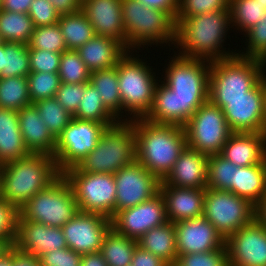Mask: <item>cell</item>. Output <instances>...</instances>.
Wrapping results in <instances>:
<instances>
[{
	"instance_id": "obj_1",
	"label": "cell",
	"mask_w": 266,
	"mask_h": 266,
	"mask_svg": "<svg viewBox=\"0 0 266 266\" xmlns=\"http://www.w3.org/2000/svg\"><path fill=\"white\" fill-rule=\"evenodd\" d=\"M173 54V55H172ZM165 58L152 106L145 120L184 126L194 112L209 100L211 62L171 53ZM163 77V78H162Z\"/></svg>"
},
{
	"instance_id": "obj_2",
	"label": "cell",
	"mask_w": 266,
	"mask_h": 266,
	"mask_svg": "<svg viewBox=\"0 0 266 266\" xmlns=\"http://www.w3.org/2000/svg\"><path fill=\"white\" fill-rule=\"evenodd\" d=\"M231 28L229 9L188 17L176 25L172 51L189 59L208 62L235 56L238 49L224 47L227 46V37L230 39L229 31H234Z\"/></svg>"
},
{
	"instance_id": "obj_3",
	"label": "cell",
	"mask_w": 266,
	"mask_h": 266,
	"mask_svg": "<svg viewBox=\"0 0 266 266\" xmlns=\"http://www.w3.org/2000/svg\"><path fill=\"white\" fill-rule=\"evenodd\" d=\"M136 133V160L163 181L187 146L184 127L130 120Z\"/></svg>"
},
{
	"instance_id": "obj_4",
	"label": "cell",
	"mask_w": 266,
	"mask_h": 266,
	"mask_svg": "<svg viewBox=\"0 0 266 266\" xmlns=\"http://www.w3.org/2000/svg\"><path fill=\"white\" fill-rule=\"evenodd\" d=\"M60 175L52 156L31 153L0 166V197L20 209Z\"/></svg>"
},
{
	"instance_id": "obj_5",
	"label": "cell",
	"mask_w": 266,
	"mask_h": 266,
	"mask_svg": "<svg viewBox=\"0 0 266 266\" xmlns=\"http://www.w3.org/2000/svg\"><path fill=\"white\" fill-rule=\"evenodd\" d=\"M144 53L140 55L139 51L129 50L116 65L122 99V120L125 121L144 118L148 114L156 85L161 78L160 74L156 75L157 70L147 63L150 60L147 61V54Z\"/></svg>"
},
{
	"instance_id": "obj_6",
	"label": "cell",
	"mask_w": 266,
	"mask_h": 266,
	"mask_svg": "<svg viewBox=\"0 0 266 266\" xmlns=\"http://www.w3.org/2000/svg\"><path fill=\"white\" fill-rule=\"evenodd\" d=\"M122 14L128 50L143 53L142 49L150 50L152 45L172 50L176 24L167 12L147 7L138 0H122Z\"/></svg>"
},
{
	"instance_id": "obj_7",
	"label": "cell",
	"mask_w": 266,
	"mask_h": 266,
	"mask_svg": "<svg viewBox=\"0 0 266 266\" xmlns=\"http://www.w3.org/2000/svg\"><path fill=\"white\" fill-rule=\"evenodd\" d=\"M136 160V133L131 121L108 126L96 147L75 166L81 172L115 174Z\"/></svg>"
},
{
	"instance_id": "obj_8",
	"label": "cell",
	"mask_w": 266,
	"mask_h": 266,
	"mask_svg": "<svg viewBox=\"0 0 266 266\" xmlns=\"http://www.w3.org/2000/svg\"><path fill=\"white\" fill-rule=\"evenodd\" d=\"M266 74V62L238 55L211 62L209 99L245 96Z\"/></svg>"
},
{
	"instance_id": "obj_9",
	"label": "cell",
	"mask_w": 266,
	"mask_h": 266,
	"mask_svg": "<svg viewBox=\"0 0 266 266\" xmlns=\"http://www.w3.org/2000/svg\"><path fill=\"white\" fill-rule=\"evenodd\" d=\"M78 212L71 186L62 174L19 209L25 220L51 227H62Z\"/></svg>"
},
{
	"instance_id": "obj_10",
	"label": "cell",
	"mask_w": 266,
	"mask_h": 266,
	"mask_svg": "<svg viewBox=\"0 0 266 266\" xmlns=\"http://www.w3.org/2000/svg\"><path fill=\"white\" fill-rule=\"evenodd\" d=\"M71 186L80 212L115 215L116 184L113 174L81 172L71 167L62 173Z\"/></svg>"
},
{
	"instance_id": "obj_11",
	"label": "cell",
	"mask_w": 266,
	"mask_h": 266,
	"mask_svg": "<svg viewBox=\"0 0 266 266\" xmlns=\"http://www.w3.org/2000/svg\"><path fill=\"white\" fill-rule=\"evenodd\" d=\"M183 127L187 146L208 156L219 154L233 133L223 110L210 100L204 102Z\"/></svg>"
},
{
	"instance_id": "obj_12",
	"label": "cell",
	"mask_w": 266,
	"mask_h": 266,
	"mask_svg": "<svg viewBox=\"0 0 266 266\" xmlns=\"http://www.w3.org/2000/svg\"><path fill=\"white\" fill-rule=\"evenodd\" d=\"M203 216L226 240L255 219L256 206L228 190L206 188Z\"/></svg>"
},
{
	"instance_id": "obj_13",
	"label": "cell",
	"mask_w": 266,
	"mask_h": 266,
	"mask_svg": "<svg viewBox=\"0 0 266 266\" xmlns=\"http://www.w3.org/2000/svg\"><path fill=\"white\" fill-rule=\"evenodd\" d=\"M115 123H99L73 117L57 138L54 161L62 174L78 165L95 147L103 131Z\"/></svg>"
},
{
	"instance_id": "obj_14",
	"label": "cell",
	"mask_w": 266,
	"mask_h": 266,
	"mask_svg": "<svg viewBox=\"0 0 266 266\" xmlns=\"http://www.w3.org/2000/svg\"><path fill=\"white\" fill-rule=\"evenodd\" d=\"M209 100L223 110L232 132H265L264 77L241 98Z\"/></svg>"
},
{
	"instance_id": "obj_15",
	"label": "cell",
	"mask_w": 266,
	"mask_h": 266,
	"mask_svg": "<svg viewBox=\"0 0 266 266\" xmlns=\"http://www.w3.org/2000/svg\"><path fill=\"white\" fill-rule=\"evenodd\" d=\"M116 184L115 214L153 198L161 181L137 160L113 174Z\"/></svg>"
},
{
	"instance_id": "obj_16",
	"label": "cell",
	"mask_w": 266,
	"mask_h": 266,
	"mask_svg": "<svg viewBox=\"0 0 266 266\" xmlns=\"http://www.w3.org/2000/svg\"><path fill=\"white\" fill-rule=\"evenodd\" d=\"M166 222L165 201L159 192L147 201L117 212L111 218V228L120 235L138 240L150 229Z\"/></svg>"
},
{
	"instance_id": "obj_17",
	"label": "cell",
	"mask_w": 266,
	"mask_h": 266,
	"mask_svg": "<svg viewBox=\"0 0 266 266\" xmlns=\"http://www.w3.org/2000/svg\"><path fill=\"white\" fill-rule=\"evenodd\" d=\"M61 228L68 248L81 255L95 253L100 252L103 239L111 229V219L79 211Z\"/></svg>"
},
{
	"instance_id": "obj_18",
	"label": "cell",
	"mask_w": 266,
	"mask_h": 266,
	"mask_svg": "<svg viewBox=\"0 0 266 266\" xmlns=\"http://www.w3.org/2000/svg\"><path fill=\"white\" fill-rule=\"evenodd\" d=\"M230 266H266V228L255 218L225 240Z\"/></svg>"
},
{
	"instance_id": "obj_19",
	"label": "cell",
	"mask_w": 266,
	"mask_h": 266,
	"mask_svg": "<svg viewBox=\"0 0 266 266\" xmlns=\"http://www.w3.org/2000/svg\"><path fill=\"white\" fill-rule=\"evenodd\" d=\"M178 254L209 252L222 248L224 238L203 215L174 223Z\"/></svg>"
},
{
	"instance_id": "obj_20",
	"label": "cell",
	"mask_w": 266,
	"mask_h": 266,
	"mask_svg": "<svg viewBox=\"0 0 266 266\" xmlns=\"http://www.w3.org/2000/svg\"><path fill=\"white\" fill-rule=\"evenodd\" d=\"M13 246L36 257L49 251L67 248L61 227H51L38 222L28 221L20 214Z\"/></svg>"
},
{
	"instance_id": "obj_21",
	"label": "cell",
	"mask_w": 266,
	"mask_h": 266,
	"mask_svg": "<svg viewBox=\"0 0 266 266\" xmlns=\"http://www.w3.org/2000/svg\"><path fill=\"white\" fill-rule=\"evenodd\" d=\"M81 11L96 35L112 37L126 47L122 0H82Z\"/></svg>"
},
{
	"instance_id": "obj_22",
	"label": "cell",
	"mask_w": 266,
	"mask_h": 266,
	"mask_svg": "<svg viewBox=\"0 0 266 266\" xmlns=\"http://www.w3.org/2000/svg\"><path fill=\"white\" fill-rule=\"evenodd\" d=\"M208 157L186 146L162 182L181 188L206 189Z\"/></svg>"
},
{
	"instance_id": "obj_23",
	"label": "cell",
	"mask_w": 266,
	"mask_h": 266,
	"mask_svg": "<svg viewBox=\"0 0 266 266\" xmlns=\"http://www.w3.org/2000/svg\"><path fill=\"white\" fill-rule=\"evenodd\" d=\"M219 154L238 167L260 164L266 160V133L233 132Z\"/></svg>"
},
{
	"instance_id": "obj_24",
	"label": "cell",
	"mask_w": 266,
	"mask_h": 266,
	"mask_svg": "<svg viewBox=\"0 0 266 266\" xmlns=\"http://www.w3.org/2000/svg\"><path fill=\"white\" fill-rule=\"evenodd\" d=\"M168 221L176 223L203 215L205 189L181 188L160 183Z\"/></svg>"
},
{
	"instance_id": "obj_25",
	"label": "cell",
	"mask_w": 266,
	"mask_h": 266,
	"mask_svg": "<svg viewBox=\"0 0 266 266\" xmlns=\"http://www.w3.org/2000/svg\"><path fill=\"white\" fill-rule=\"evenodd\" d=\"M20 131L30 153L54 155L57 139L31 104L18 111Z\"/></svg>"
},
{
	"instance_id": "obj_26",
	"label": "cell",
	"mask_w": 266,
	"mask_h": 266,
	"mask_svg": "<svg viewBox=\"0 0 266 266\" xmlns=\"http://www.w3.org/2000/svg\"><path fill=\"white\" fill-rule=\"evenodd\" d=\"M90 72L113 68L129 51L120 41L95 35L76 50Z\"/></svg>"
},
{
	"instance_id": "obj_27",
	"label": "cell",
	"mask_w": 266,
	"mask_h": 266,
	"mask_svg": "<svg viewBox=\"0 0 266 266\" xmlns=\"http://www.w3.org/2000/svg\"><path fill=\"white\" fill-rule=\"evenodd\" d=\"M30 154L20 131L18 111L0 107V166Z\"/></svg>"
},
{
	"instance_id": "obj_28",
	"label": "cell",
	"mask_w": 266,
	"mask_h": 266,
	"mask_svg": "<svg viewBox=\"0 0 266 266\" xmlns=\"http://www.w3.org/2000/svg\"><path fill=\"white\" fill-rule=\"evenodd\" d=\"M233 193L256 206L266 194V160L251 166L234 165Z\"/></svg>"
},
{
	"instance_id": "obj_29",
	"label": "cell",
	"mask_w": 266,
	"mask_h": 266,
	"mask_svg": "<svg viewBox=\"0 0 266 266\" xmlns=\"http://www.w3.org/2000/svg\"><path fill=\"white\" fill-rule=\"evenodd\" d=\"M138 246L173 266L178 256L174 223L168 221L141 236Z\"/></svg>"
},
{
	"instance_id": "obj_30",
	"label": "cell",
	"mask_w": 266,
	"mask_h": 266,
	"mask_svg": "<svg viewBox=\"0 0 266 266\" xmlns=\"http://www.w3.org/2000/svg\"><path fill=\"white\" fill-rule=\"evenodd\" d=\"M102 98L104 105L122 120V99L119 92L117 66L91 72L90 81Z\"/></svg>"
},
{
	"instance_id": "obj_31",
	"label": "cell",
	"mask_w": 266,
	"mask_h": 266,
	"mask_svg": "<svg viewBox=\"0 0 266 266\" xmlns=\"http://www.w3.org/2000/svg\"><path fill=\"white\" fill-rule=\"evenodd\" d=\"M58 25L68 50H77L96 35L91 23L82 11L60 16Z\"/></svg>"
},
{
	"instance_id": "obj_32",
	"label": "cell",
	"mask_w": 266,
	"mask_h": 266,
	"mask_svg": "<svg viewBox=\"0 0 266 266\" xmlns=\"http://www.w3.org/2000/svg\"><path fill=\"white\" fill-rule=\"evenodd\" d=\"M34 24L28 13L0 9V35L4 42L29 44Z\"/></svg>"
},
{
	"instance_id": "obj_33",
	"label": "cell",
	"mask_w": 266,
	"mask_h": 266,
	"mask_svg": "<svg viewBox=\"0 0 266 266\" xmlns=\"http://www.w3.org/2000/svg\"><path fill=\"white\" fill-rule=\"evenodd\" d=\"M138 242L116 233L112 228L105 235L100 253L108 266H125L130 263Z\"/></svg>"
},
{
	"instance_id": "obj_34",
	"label": "cell",
	"mask_w": 266,
	"mask_h": 266,
	"mask_svg": "<svg viewBox=\"0 0 266 266\" xmlns=\"http://www.w3.org/2000/svg\"><path fill=\"white\" fill-rule=\"evenodd\" d=\"M77 112L73 117L99 123H117L120 121L103 103L97 89L89 83L81 98Z\"/></svg>"
},
{
	"instance_id": "obj_35",
	"label": "cell",
	"mask_w": 266,
	"mask_h": 266,
	"mask_svg": "<svg viewBox=\"0 0 266 266\" xmlns=\"http://www.w3.org/2000/svg\"><path fill=\"white\" fill-rule=\"evenodd\" d=\"M229 10L232 29L241 35L256 25L266 12L258 0H230Z\"/></svg>"
},
{
	"instance_id": "obj_36",
	"label": "cell",
	"mask_w": 266,
	"mask_h": 266,
	"mask_svg": "<svg viewBox=\"0 0 266 266\" xmlns=\"http://www.w3.org/2000/svg\"><path fill=\"white\" fill-rule=\"evenodd\" d=\"M31 104L27 77L0 78V107L19 111Z\"/></svg>"
},
{
	"instance_id": "obj_37",
	"label": "cell",
	"mask_w": 266,
	"mask_h": 266,
	"mask_svg": "<svg viewBox=\"0 0 266 266\" xmlns=\"http://www.w3.org/2000/svg\"><path fill=\"white\" fill-rule=\"evenodd\" d=\"M4 69L0 78L27 77L30 70L27 44L4 42Z\"/></svg>"
},
{
	"instance_id": "obj_38",
	"label": "cell",
	"mask_w": 266,
	"mask_h": 266,
	"mask_svg": "<svg viewBox=\"0 0 266 266\" xmlns=\"http://www.w3.org/2000/svg\"><path fill=\"white\" fill-rule=\"evenodd\" d=\"M33 105L56 139L73 118V115L66 111L55 97L40 100Z\"/></svg>"
},
{
	"instance_id": "obj_39",
	"label": "cell",
	"mask_w": 266,
	"mask_h": 266,
	"mask_svg": "<svg viewBox=\"0 0 266 266\" xmlns=\"http://www.w3.org/2000/svg\"><path fill=\"white\" fill-rule=\"evenodd\" d=\"M234 164L220 154L208 157L207 188L233 192Z\"/></svg>"
},
{
	"instance_id": "obj_40",
	"label": "cell",
	"mask_w": 266,
	"mask_h": 266,
	"mask_svg": "<svg viewBox=\"0 0 266 266\" xmlns=\"http://www.w3.org/2000/svg\"><path fill=\"white\" fill-rule=\"evenodd\" d=\"M90 74L76 50H67L61 54L58 75L62 83H86L90 81Z\"/></svg>"
},
{
	"instance_id": "obj_41",
	"label": "cell",
	"mask_w": 266,
	"mask_h": 266,
	"mask_svg": "<svg viewBox=\"0 0 266 266\" xmlns=\"http://www.w3.org/2000/svg\"><path fill=\"white\" fill-rule=\"evenodd\" d=\"M28 49L47 50L60 54L68 50L58 23L35 27Z\"/></svg>"
},
{
	"instance_id": "obj_42",
	"label": "cell",
	"mask_w": 266,
	"mask_h": 266,
	"mask_svg": "<svg viewBox=\"0 0 266 266\" xmlns=\"http://www.w3.org/2000/svg\"><path fill=\"white\" fill-rule=\"evenodd\" d=\"M243 42L246 47L237 50V55L266 62V12L256 25L247 30Z\"/></svg>"
},
{
	"instance_id": "obj_43",
	"label": "cell",
	"mask_w": 266,
	"mask_h": 266,
	"mask_svg": "<svg viewBox=\"0 0 266 266\" xmlns=\"http://www.w3.org/2000/svg\"><path fill=\"white\" fill-rule=\"evenodd\" d=\"M29 97L32 104L55 97L61 80L58 73L30 72L27 76Z\"/></svg>"
},
{
	"instance_id": "obj_44",
	"label": "cell",
	"mask_w": 266,
	"mask_h": 266,
	"mask_svg": "<svg viewBox=\"0 0 266 266\" xmlns=\"http://www.w3.org/2000/svg\"><path fill=\"white\" fill-rule=\"evenodd\" d=\"M173 266H230L226 245L209 252L178 254Z\"/></svg>"
},
{
	"instance_id": "obj_45",
	"label": "cell",
	"mask_w": 266,
	"mask_h": 266,
	"mask_svg": "<svg viewBox=\"0 0 266 266\" xmlns=\"http://www.w3.org/2000/svg\"><path fill=\"white\" fill-rule=\"evenodd\" d=\"M230 0H179L175 24L181 20L208 12L229 9Z\"/></svg>"
},
{
	"instance_id": "obj_46",
	"label": "cell",
	"mask_w": 266,
	"mask_h": 266,
	"mask_svg": "<svg viewBox=\"0 0 266 266\" xmlns=\"http://www.w3.org/2000/svg\"><path fill=\"white\" fill-rule=\"evenodd\" d=\"M19 209L0 197V243L7 247L14 244L17 233Z\"/></svg>"
},
{
	"instance_id": "obj_47",
	"label": "cell",
	"mask_w": 266,
	"mask_h": 266,
	"mask_svg": "<svg viewBox=\"0 0 266 266\" xmlns=\"http://www.w3.org/2000/svg\"><path fill=\"white\" fill-rule=\"evenodd\" d=\"M90 82L73 84V83H62L56 92L55 98L63 108L68 111L71 115H74L79 107L81 98L85 93L86 86Z\"/></svg>"
},
{
	"instance_id": "obj_48",
	"label": "cell",
	"mask_w": 266,
	"mask_h": 266,
	"mask_svg": "<svg viewBox=\"0 0 266 266\" xmlns=\"http://www.w3.org/2000/svg\"><path fill=\"white\" fill-rule=\"evenodd\" d=\"M61 54L47 50L29 49L31 72L58 73Z\"/></svg>"
},
{
	"instance_id": "obj_49",
	"label": "cell",
	"mask_w": 266,
	"mask_h": 266,
	"mask_svg": "<svg viewBox=\"0 0 266 266\" xmlns=\"http://www.w3.org/2000/svg\"><path fill=\"white\" fill-rule=\"evenodd\" d=\"M35 27L58 23L60 14L49 0H33L28 11Z\"/></svg>"
},
{
	"instance_id": "obj_50",
	"label": "cell",
	"mask_w": 266,
	"mask_h": 266,
	"mask_svg": "<svg viewBox=\"0 0 266 266\" xmlns=\"http://www.w3.org/2000/svg\"><path fill=\"white\" fill-rule=\"evenodd\" d=\"M38 258L40 266H81L82 255L67 247L46 252Z\"/></svg>"
},
{
	"instance_id": "obj_51",
	"label": "cell",
	"mask_w": 266,
	"mask_h": 266,
	"mask_svg": "<svg viewBox=\"0 0 266 266\" xmlns=\"http://www.w3.org/2000/svg\"><path fill=\"white\" fill-rule=\"evenodd\" d=\"M125 266H169L165 261L156 255L142 249L140 246H137L132 260L130 263Z\"/></svg>"
},
{
	"instance_id": "obj_52",
	"label": "cell",
	"mask_w": 266,
	"mask_h": 266,
	"mask_svg": "<svg viewBox=\"0 0 266 266\" xmlns=\"http://www.w3.org/2000/svg\"><path fill=\"white\" fill-rule=\"evenodd\" d=\"M145 6L163 10L167 12L174 20H176L179 8V0H138Z\"/></svg>"
},
{
	"instance_id": "obj_53",
	"label": "cell",
	"mask_w": 266,
	"mask_h": 266,
	"mask_svg": "<svg viewBox=\"0 0 266 266\" xmlns=\"http://www.w3.org/2000/svg\"><path fill=\"white\" fill-rule=\"evenodd\" d=\"M12 266H40L38 257L12 245Z\"/></svg>"
},
{
	"instance_id": "obj_54",
	"label": "cell",
	"mask_w": 266,
	"mask_h": 266,
	"mask_svg": "<svg viewBox=\"0 0 266 266\" xmlns=\"http://www.w3.org/2000/svg\"><path fill=\"white\" fill-rule=\"evenodd\" d=\"M57 12L62 15L81 11L82 0H49Z\"/></svg>"
},
{
	"instance_id": "obj_55",
	"label": "cell",
	"mask_w": 266,
	"mask_h": 266,
	"mask_svg": "<svg viewBox=\"0 0 266 266\" xmlns=\"http://www.w3.org/2000/svg\"><path fill=\"white\" fill-rule=\"evenodd\" d=\"M33 0H1L0 9L9 12L28 13Z\"/></svg>"
},
{
	"instance_id": "obj_56",
	"label": "cell",
	"mask_w": 266,
	"mask_h": 266,
	"mask_svg": "<svg viewBox=\"0 0 266 266\" xmlns=\"http://www.w3.org/2000/svg\"><path fill=\"white\" fill-rule=\"evenodd\" d=\"M81 266H108L100 252L83 254Z\"/></svg>"
},
{
	"instance_id": "obj_57",
	"label": "cell",
	"mask_w": 266,
	"mask_h": 266,
	"mask_svg": "<svg viewBox=\"0 0 266 266\" xmlns=\"http://www.w3.org/2000/svg\"><path fill=\"white\" fill-rule=\"evenodd\" d=\"M255 218L266 228V194L256 205Z\"/></svg>"
},
{
	"instance_id": "obj_58",
	"label": "cell",
	"mask_w": 266,
	"mask_h": 266,
	"mask_svg": "<svg viewBox=\"0 0 266 266\" xmlns=\"http://www.w3.org/2000/svg\"><path fill=\"white\" fill-rule=\"evenodd\" d=\"M0 266H12V246L7 247L0 255Z\"/></svg>"
},
{
	"instance_id": "obj_59",
	"label": "cell",
	"mask_w": 266,
	"mask_h": 266,
	"mask_svg": "<svg viewBox=\"0 0 266 266\" xmlns=\"http://www.w3.org/2000/svg\"><path fill=\"white\" fill-rule=\"evenodd\" d=\"M4 53H5V49H4V42L2 44H0V74L1 71L4 69Z\"/></svg>"
},
{
	"instance_id": "obj_60",
	"label": "cell",
	"mask_w": 266,
	"mask_h": 266,
	"mask_svg": "<svg viewBox=\"0 0 266 266\" xmlns=\"http://www.w3.org/2000/svg\"><path fill=\"white\" fill-rule=\"evenodd\" d=\"M264 122H265V133H266V74L264 76Z\"/></svg>"
},
{
	"instance_id": "obj_61",
	"label": "cell",
	"mask_w": 266,
	"mask_h": 266,
	"mask_svg": "<svg viewBox=\"0 0 266 266\" xmlns=\"http://www.w3.org/2000/svg\"><path fill=\"white\" fill-rule=\"evenodd\" d=\"M7 249V246L0 243V255Z\"/></svg>"
},
{
	"instance_id": "obj_62",
	"label": "cell",
	"mask_w": 266,
	"mask_h": 266,
	"mask_svg": "<svg viewBox=\"0 0 266 266\" xmlns=\"http://www.w3.org/2000/svg\"><path fill=\"white\" fill-rule=\"evenodd\" d=\"M264 8H266V0H258Z\"/></svg>"
},
{
	"instance_id": "obj_63",
	"label": "cell",
	"mask_w": 266,
	"mask_h": 266,
	"mask_svg": "<svg viewBox=\"0 0 266 266\" xmlns=\"http://www.w3.org/2000/svg\"><path fill=\"white\" fill-rule=\"evenodd\" d=\"M4 41L3 39L1 38V35H0V44H2Z\"/></svg>"
}]
</instances>
